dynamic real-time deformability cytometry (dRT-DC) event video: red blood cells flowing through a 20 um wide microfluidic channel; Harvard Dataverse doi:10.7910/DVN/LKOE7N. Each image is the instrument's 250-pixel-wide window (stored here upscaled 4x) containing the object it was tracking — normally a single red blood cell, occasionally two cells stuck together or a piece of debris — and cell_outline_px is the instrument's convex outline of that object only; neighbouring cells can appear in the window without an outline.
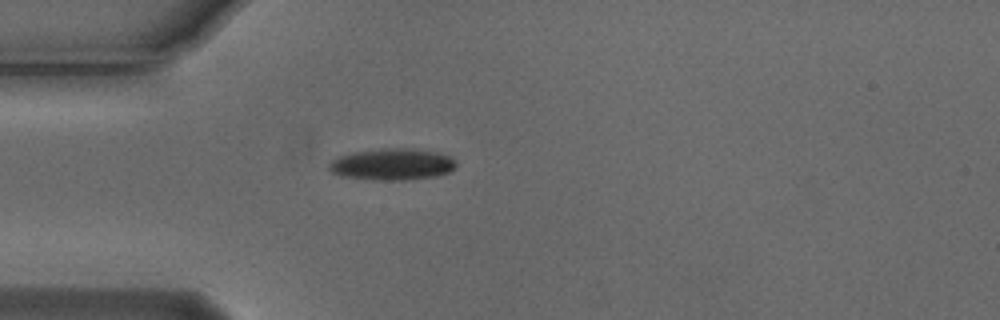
{"species": "Egyptian fruit bat (a non-hibernating species)", "species_latin": "Rousettus aegyptiacus", "temperature_condition": "cold", "stored_images_in_passage": 1, "camera_frame_rate_fps": 3000, "um_per_image_px": 0.085, "animal": {"sex": "male"}, "frame": {"image": 1, "passage_image": 1, "time_ms": 0.0, "image_size_px": [1000, 320], "cell_outline_px": [[456, 168], [448, 172], [436, 176], [404, 180], [380, 180], [344, 176], [332, 172], [328, 168], [328, 164], [332, 160], [340, 156], [352, 152], [384, 148], [416, 148], [448, 156], [456, 160]], "centroid_in_image_um": [33.35, 13.96], "position_along_channel_um": 51.7, "area_um2": 23.24}}